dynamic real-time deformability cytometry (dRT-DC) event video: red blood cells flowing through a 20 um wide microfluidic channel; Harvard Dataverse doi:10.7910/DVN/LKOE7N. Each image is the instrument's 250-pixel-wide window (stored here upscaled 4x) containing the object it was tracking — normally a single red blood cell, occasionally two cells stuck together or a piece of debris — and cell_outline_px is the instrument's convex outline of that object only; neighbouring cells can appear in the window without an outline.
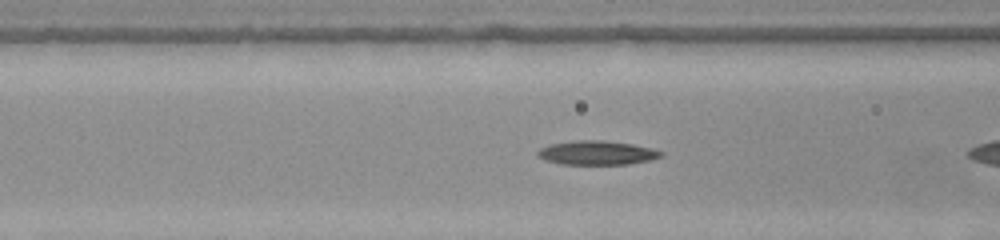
{"species": "common noctule bat (a hibernating species)", "species_latin": "Nyctalus noctula", "temperature_condition": "warm", "stored_images_in_passage": 35, "camera_frame_rate_fps": 3000, "um_per_image_px": 0.085, "animal": {"sex": "female", "body_mass_g": 22.0, "forearm_length_mm": 56.7}, "frame": {"image": 1, "passage_image": 15, "time_ms": 4.667, "image_size_px": [1000, 240], "cell_outline_px": [[664, 156], [652, 160], [628, 164], [560, 164], [536, 156], [536, 152], [540, 148], [552, 144], [572, 140], [600, 140], [632, 144], [664, 152]], "centroid_in_image_um": [50.74, 12.99], "position_along_channel_um": 115.9, "area_um2": 17.22}}
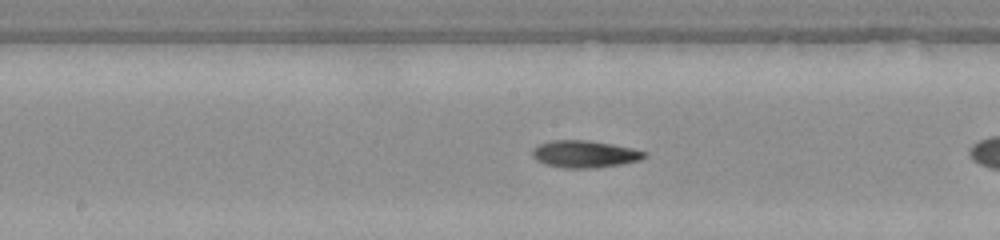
{"frame": {"image": 2, "passage_image": 21, "time_ms": 6.667, "image_size_px": [1000, 240], "cell_outline_px": [[648, 156], [640, 160], [620, 164], [592, 168], [564, 168], [544, 164], [536, 160], [532, 156], [532, 148], [540, 144], [552, 140], [588, 140], [612, 144], [632, 148], [648, 152]], "centroid_in_image_um": [49.69, 13.09], "position_along_channel_um": 198.5, "area_um2": 17.8}}
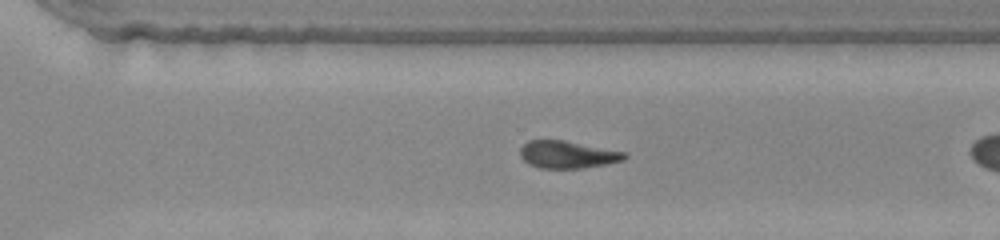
{"frame": {"image": 3, "passage_image": 30, "time_ms": 9.667, "image_size_px": [1000, 240], "cell_outline_px": [[628, 156], [624, 160], [584, 168], [540, 168], [528, 164], [520, 156], [520, 148], [528, 140], [564, 140], [624, 152]], "centroid_in_image_um": [48.2, 13.14], "position_along_channel_um": 322.4, "area_um2": 16.53}}